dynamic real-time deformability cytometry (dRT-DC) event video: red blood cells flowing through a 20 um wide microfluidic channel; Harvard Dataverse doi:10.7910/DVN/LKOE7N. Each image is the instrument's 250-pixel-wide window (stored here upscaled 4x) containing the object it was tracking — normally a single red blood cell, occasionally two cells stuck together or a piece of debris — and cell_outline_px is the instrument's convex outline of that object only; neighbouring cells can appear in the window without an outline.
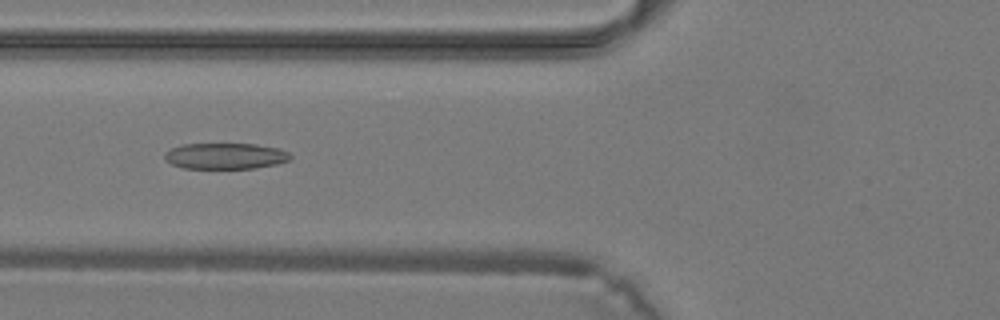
{"species": "common noctule bat (a hibernating species)", "species_latin": "Nyctalus noctula", "temperature_condition": "warm", "stored_images_in_passage": 28, "camera_frame_rate_fps": 3000, "um_per_image_px": 0.085, "animal": {"sex": "male", "body_mass_g": 19.2, "forearm_length_mm": 51.8}, "frame": {"image": 1, "passage_image": 4, "time_ms": 1.0, "image_size_px": [1000, 320], "cell_outline_px": [[292, 156], [288, 160], [276, 164], [256, 168], [184, 168], [172, 164], [164, 160], [164, 152], [180, 144], [256, 144], [280, 148], [288, 152]], "centroid_in_image_um": [19.14, 13.25], "position_along_channel_um": 106.7, "area_um2": 19.13}}
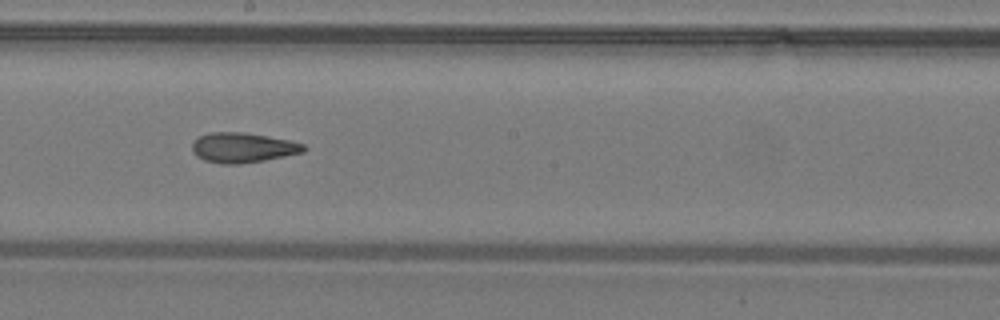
{"frame": {"image": 2, "passage_image": 11, "time_ms": 3.333, "image_size_px": [1000, 320], "cell_outline_px": [[308, 148], [304, 152], [264, 160], [240, 164], [220, 164], [204, 160], [196, 156], [192, 152], [192, 144], [200, 136], [212, 132], [244, 132], [268, 136], [288, 140], [304, 144]], "centroid_in_image_um": [20.64, 12.55], "position_along_channel_um": 227.6, "area_um2": 19.48}}
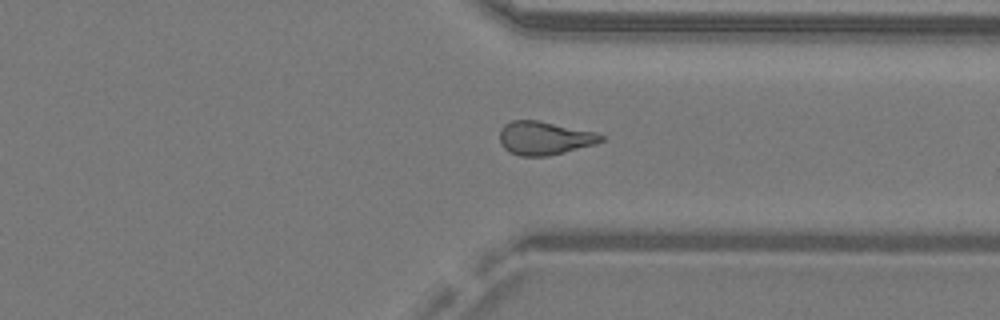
{"frame": {"image": 3, "passage_image": 19, "time_ms": 6.0, "image_size_px": [1000, 320], "cell_outline_px": [[604, 140], [596, 144], [548, 156], [520, 156], [508, 152], [500, 144], [500, 128], [504, 124], [512, 120], [536, 120], [596, 132], [604, 136]], "centroid_in_image_um": [46.25, 11.74], "position_along_channel_um": 365.1, "area_um2": 19.83}}